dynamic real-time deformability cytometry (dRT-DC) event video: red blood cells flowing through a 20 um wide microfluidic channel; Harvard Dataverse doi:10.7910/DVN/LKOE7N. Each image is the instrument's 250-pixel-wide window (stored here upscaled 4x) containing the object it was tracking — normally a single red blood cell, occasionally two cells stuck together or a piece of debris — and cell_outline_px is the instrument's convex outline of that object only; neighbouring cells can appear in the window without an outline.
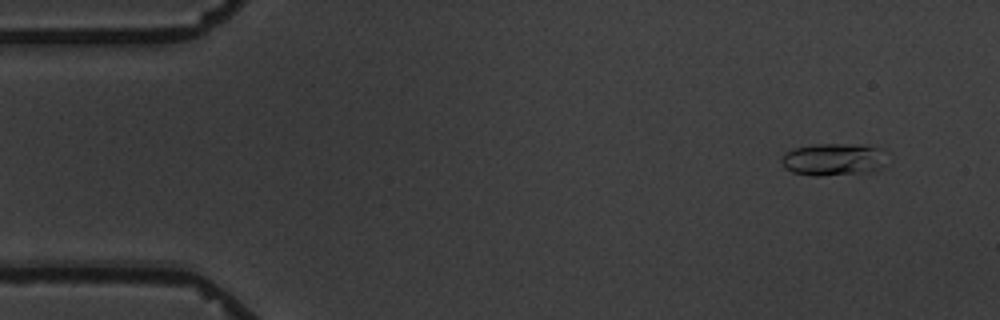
{"species": "common noctule bat (a hibernating species)", "species_latin": "Nyctalus noctula", "temperature_condition": "warm", "stored_images_in_passage": 5, "camera_frame_rate_fps": 3000, "um_per_image_px": 0.085, "animal": {"sex": "male", "body_mass_g": 19.5, "forearm_length_mm": 54.6}, "frame": {"image": 1, "passage_image": 1, "time_ms": 0.0, "image_size_px": [1000, 320], "cell_outline_px": [[884, 148], [880, 168], [872, 172], [820, 176], [812, 176], [792, 172], [784, 168], [780, 160], [784, 152], [792, 148], [816, 144], [868, 144]], "centroid_in_image_um": [70.79, 13.54], "position_along_channel_um": 14.2, "area_um2": 20.17}}